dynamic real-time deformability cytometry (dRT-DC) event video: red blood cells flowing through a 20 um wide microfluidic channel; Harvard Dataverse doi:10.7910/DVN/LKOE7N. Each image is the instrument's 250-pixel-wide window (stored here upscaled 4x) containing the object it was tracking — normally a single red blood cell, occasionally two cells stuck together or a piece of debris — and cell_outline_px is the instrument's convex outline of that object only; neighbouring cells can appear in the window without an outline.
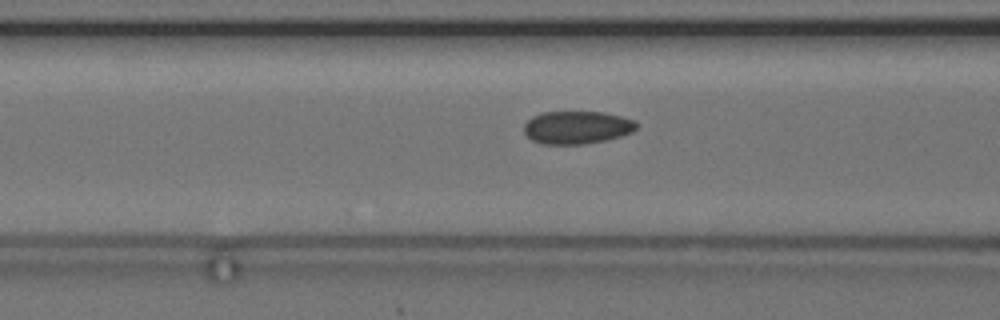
{"species": "common noctule bat (a hibernating species)", "species_latin": "Nyctalus noctula", "temperature_condition": "cold", "stored_images_in_passage": 18, "camera_frame_rate_fps": 3000, "um_per_image_px": 0.085, "animal": {"sex": "female", "body_mass_g": 24.6, "forearm_length_mm": 56.2}, "frame": {"image": 1, "passage_image": 18, "time_ms": 5.667, "image_size_px": [1000, 320], "cell_outline_px": [[636, 128], [632, 132], [608, 140], [584, 144], [544, 144], [532, 140], [524, 132], [524, 124], [532, 116], [540, 112], [604, 112], [636, 120]], "centroid_in_image_um": [49.03, 10.83], "position_along_channel_um": 117.6, "area_um2": 21.62}}